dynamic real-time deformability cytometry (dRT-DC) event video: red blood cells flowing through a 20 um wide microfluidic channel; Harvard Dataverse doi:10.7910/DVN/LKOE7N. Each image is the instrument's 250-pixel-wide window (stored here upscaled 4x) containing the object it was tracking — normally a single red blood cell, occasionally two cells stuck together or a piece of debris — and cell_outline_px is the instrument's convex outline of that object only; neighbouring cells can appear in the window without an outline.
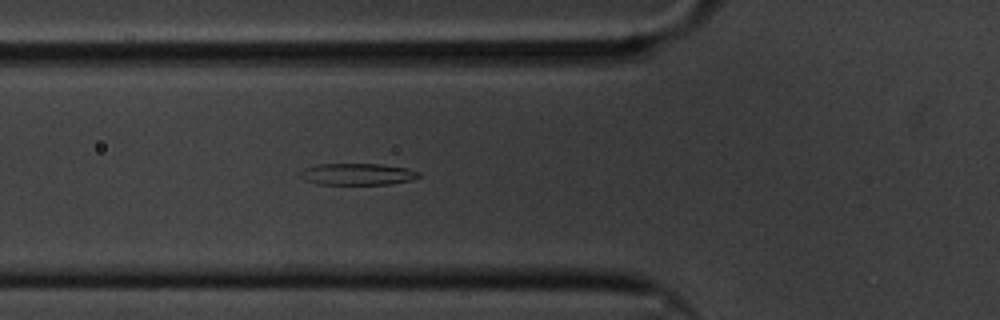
{"species": "common noctule bat (a hibernating species)", "species_latin": "Nyctalus noctula", "temperature_condition": "cold", "stored_images_in_passage": 41, "camera_frame_rate_fps": 3000, "um_per_image_px": 0.085, "animal": {"sex": "male", "body_mass_g": 20.1, "forearm_length_mm": 53.5}, "frame": {"image": 1, "passage_image": 9, "time_ms": 2.667, "image_size_px": [1000, 320], "cell_outline_px": [[420, 176], [412, 180], [388, 184], [316, 184], [304, 180], [300, 172], [304, 168], [316, 164], [380, 164], [408, 168], [420, 172]], "centroid_in_image_um": [30.39, 14.8], "position_along_channel_um": 95.4, "area_um2": 14.97}}
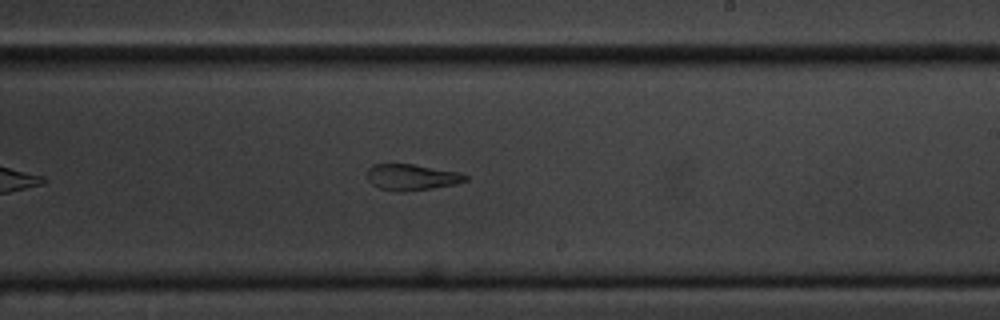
{"frame": {"image": 2, "passage_image": 23, "time_ms": 7.333, "image_size_px": [1000, 320], "cell_outline_px": [[468, 180], [456, 184], [432, 188], [404, 192], [400, 192], [380, 188], [372, 184], [368, 180], [368, 168], [372, 164], [412, 164], [456, 172], [468, 176]], "centroid_in_image_um": [34.98, 15.06], "position_along_channel_um": 254.0, "area_um2": 14.8}}
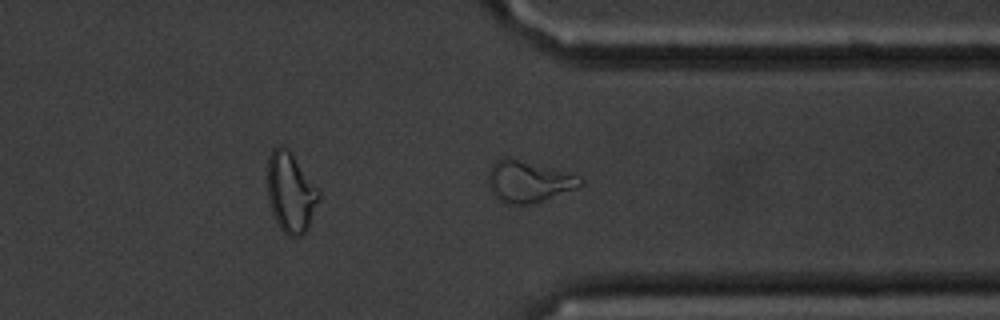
{"frame": {"image": 3, "passage_image": 33, "time_ms": 10.667, "image_size_px": [1000, 320], "cell_outline_px": [[584, 184], [576, 188], [544, 200], [532, 204], [504, 204], [492, 192], [488, 184], [488, 172], [492, 164], [496, 160], [504, 156], [508, 156], [568, 172], [584, 180]], "centroid_in_image_um": [44.89, 15.41], "position_along_channel_um": 366.5, "area_um2": 22.37}}